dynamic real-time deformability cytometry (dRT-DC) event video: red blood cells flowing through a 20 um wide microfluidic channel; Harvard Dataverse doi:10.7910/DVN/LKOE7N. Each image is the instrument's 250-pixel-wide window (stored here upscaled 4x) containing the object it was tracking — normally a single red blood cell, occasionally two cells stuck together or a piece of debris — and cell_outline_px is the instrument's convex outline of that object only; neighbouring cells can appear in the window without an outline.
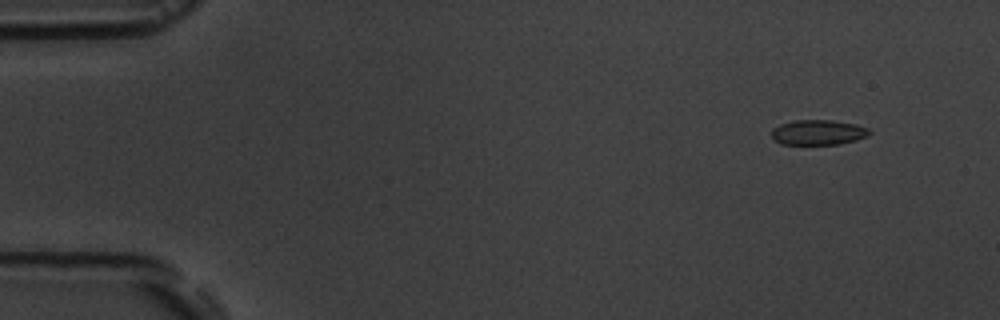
{"species": "common noctule bat (a hibernating species)", "species_latin": "Nyctalus noctula", "temperature_condition": "room temperature", "stored_images_in_passage": 6, "camera_frame_rate_fps": 3000, "um_per_image_px": 0.085, "animal": {"sex": "male", "body_mass_g": 19.5, "forearm_length_mm": 54.6}, "frame": {"image": 1, "passage_image": 1, "time_ms": 0.0, "image_size_px": [1000, 320], "cell_outline_px": [[872, 132], [868, 136], [856, 140], [840, 144], [780, 144], [772, 136], [772, 128], [780, 124], [792, 120], [832, 120], [856, 124], [868, 128]], "centroid_in_image_um": [69.56, 11.24], "position_along_channel_um": 15.4, "area_um2": 14.39}}
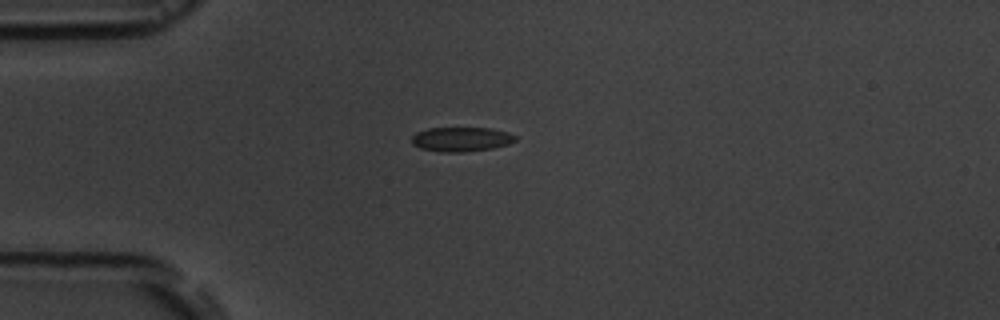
{"frame": {"image": 2, "passage_image": 4, "time_ms": 3.333, "image_size_px": [1000, 320], "cell_outline_px": [[516, 140], [508, 144], [492, 148], [460, 152], [440, 152], [420, 148], [412, 144], [412, 136], [416, 132], [428, 128], [492, 128], [508, 132], [516, 136]], "centroid_in_image_um": [39.19, 11.83], "position_along_channel_um": 45.8, "area_um2": 14.74}}
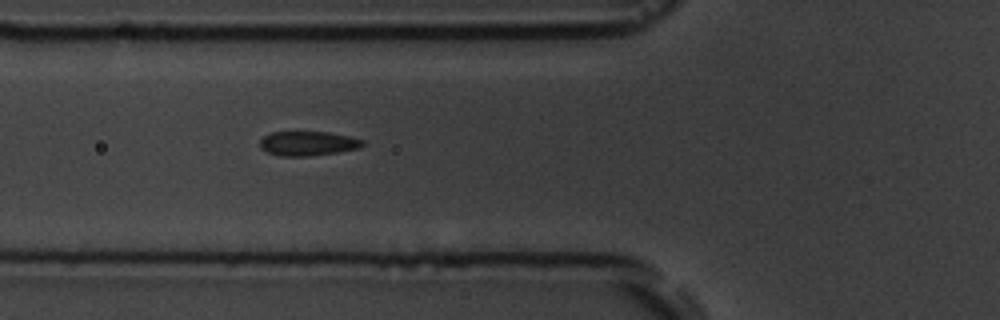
{"frame": {"image": 3, "passage_image": 6, "time_ms": 5.333, "image_size_px": [1000, 320], "cell_outline_px": [[364, 144], [360, 148], [336, 152], [308, 156], [280, 156], [268, 152], [260, 148], [260, 140], [264, 136], [272, 132], [328, 132], [348, 136], [364, 140]], "centroid_in_image_um": [26.16, 12.19], "position_along_channel_um": 99.6, "area_um2": 14.51}}